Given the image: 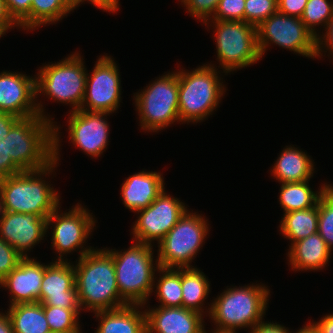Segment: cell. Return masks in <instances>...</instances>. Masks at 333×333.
Listing matches in <instances>:
<instances>
[{"mask_svg":"<svg viewBox=\"0 0 333 333\" xmlns=\"http://www.w3.org/2000/svg\"><path fill=\"white\" fill-rule=\"evenodd\" d=\"M39 115L20 118L0 141V153L21 171L44 169L55 161V130Z\"/></svg>","mask_w":333,"mask_h":333,"instance_id":"obj_1","label":"cell"},{"mask_svg":"<svg viewBox=\"0 0 333 333\" xmlns=\"http://www.w3.org/2000/svg\"><path fill=\"white\" fill-rule=\"evenodd\" d=\"M80 253L74 267L80 306L85 304L97 312L127 305L117 287L113 257L107 251L91 248Z\"/></svg>","mask_w":333,"mask_h":333,"instance_id":"obj_2","label":"cell"},{"mask_svg":"<svg viewBox=\"0 0 333 333\" xmlns=\"http://www.w3.org/2000/svg\"><path fill=\"white\" fill-rule=\"evenodd\" d=\"M55 131V161L44 169L37 171H22L10 175L0 182V192L3 197L4 210L15 213H33L47 218L59 205L57 194L43 180L34 178L35 174L51 172L58 158V137ZM57 137V138H56Z\"/></svg>","mask_w":333,"mask_h":333,"instance_id":"obj_3","label":"cell"},{"mask_svg":"<svg viewBox=\"0 0 333 333\" xmlns=\"http://www.w3.org/2000/svg\"><path fill=\"white\" fill-rule=\"evenodd\" d=\"M151 247L150 244L136 242L123 253L106 250L113 257L120 296L128 304L142 305L152 292L154 266Z\"/></svg>","mask_w":333,"mask_h":333,"instance_id":"obj_4","label":"cell"},{"mask_svg":"<svg viewBox=\"0 0 333 333\" xmlns=\"http://www.w3.org/2000/svg\"><path fill=\"white\" fill-rule=\"evenodd\" d=\"M268 294V289L263 286L230 288L211 305L210 315L221 330L249 325L253 328L262 320Z\"/></svg>","mask_w":333,"mask_h":333,"instance_id":"obj_5","label":"cell"},{"mask_svg":"<svg viewBox=\"0 0 333 333\" xmlns=\"http://www.w3.org/2000/svg\"><path fill=\"white\" fill-rule=\"evenodd\" d=\"M217 72L202 66L192 73L178 72L180 121L203 120L218 104L223 94Z\"/></svg>","mask_w":333,"mask_h":333,"instance_id":"obj_6","label":"cell"},{"mask_svg":"<svg viewBox=\"0 0 333 333\" xmlns=\"http://www.w3.org/2000/svg\"><path fill=\"white\" fill-rule=\"evenodd\" d=\"M78 54L60 63L44 66L35 79L36 94L45 92L60 102H70L74 111L80 110L85 95L87 75Z\"/></svg>","mask_w":333,"mask_h":333,"instance_id":"obj_7","label":"cell"},{"mask_svg":"<svg viewBox=\"0 0 333 333\" xmlns=\"http://www.w3.org/2000/svg\"><path fill=\"white\" fill-rule=\"evenodd\" d=\"M257 39L261 57L269 39L306 57L314 58L321 50V39L316 37L299 17L288 16L278 11L257 26Z\"/></svg>","mask_w":333,"mask_h":333,"instance_id":"obj_8","label":"cell"},{"mask_svg":"<svg viewBox=\"0 0 333 333\" xmlns=\"http://www.w3.org/2000/svg\"><path fill=\"white\" fill-rule=\"evenodd\" d=\"M207 224L199 215L187 214L159 242L157 268H187L207 234Z\"/></svg>","mask_w":333,"mask_h":333,"instance_id":"obj_9","label":"cell"},{"mask_svg":"<svg viewBox=\"0 0 333 333\" xmlns=\"http://www.w3.org/2000/svg\"><path fill=\"white\" fill-rule=\"evenodd\" d=\"M215 21L218 59L227 73L261 58L255 25L236 20Z\"/></svg>","mask_w":333,"mask_h":333,"instance_id":"obj_10","label":"cell"},{"mask_svg":"<svg viewBox=\"0 0 333 333\" xmlns=\"http://www.w3.org/2000/svg\"><path fill=\"white\" fill-rule=\"evenodd\" d=\"M178 73L153 82L135 100L143 129L159 130L179 119Z\"/></svg>","mask_w":333,"mask_h":333,"instance_id":"obj_11","label":"cell"},{"mask_svg":"<svg viewBox=\"0 0 333 333\" xmlns=\"http://www.w3.org/2000/svg\"><path fill=\"white\" fill-rule=\"evenodd\" d=\"M177 199L162 193L146 208L139 210L141 215L133 227L136 242L150 244L162 238L176 225L187 212L186 207ZM150 241V243L148 242Z\"/></svg>","mask_w":333,"mask_h":333,"instance_id":"obj_12","label":"cell"},{"mask_svg":"<svg viewBox=\"0 0 333 333\" xmlns=\"http://www.w3.org/2000/svg\"><path fill=\"white\" fill-rule=\"evenodd\" d=\"M118 69L110 57L100 58L93 74L86 79L83 103L89 104L90 112L110 113L118 108L120 99V78ZM91 80H90V79ZM90 83V84H89ZM88 89V90H87Z\"/></svg>","mask_w":333,"mask_h":333,"instance_id":"obj_13","label":"cell"},{"mask_svg":"<svg viewBox=\"0 0 333 333\" xmlns=\"http://www.w3.org/2000/svg\"><path fill=\"white\" fill-rule=\"evenodd\" d=\"M59 257L55 263L45 266L39 303L66 309H81L74 267L62 261V255Z\"/></svg>","mask_w":333,"mask_h":333,"instance_id":"obj_14","label":"cell"},{"mask_svg":"<svg viewBox=\"0 0 333 333\" xmlns=\"http://www.w3.org/2000/svg\"><path fill=\"white\" fill-rule=\"evenodd\" d=\"M35 96L34 79L16 73L3 72L0 74V112L18 118L35 115L44 117L42 109L36 104H32Z\"/></svg>","mask_w":333,"mask_h":333,"instance_id":"obj_15","label":"cell"},{"mask_svg":"<svg viewBox=\"0 0 333 333\" xmlns=\"http://www.w3.org/2000/svg\"><path fill=\"white\" fill-rule=\"evenodd\" d=\"M48 229L47 218L33 213L7 212L0 218V238L12 246L23 258V252L37 243Z\"/></svg>","mask_w":333,"mask_h":333,"instance_id":"obj_16","label":"cell"},{"mask_svg":"<svg viewBox=\"0 0 333 333\" xmlns=\"http://www.w3.org/2000/svg\"><path fill=\"white\" fill-rule=\"evenodd\" d=\"M105 114L107 113L90 112L81 107L80 110L72 111L69 120L70 139L92 156L100 155L107 146L108 124L102 117Z\"/></svg>","mask_w":333,"mask_h":333,"instance_id":"obj_17","label":"cell"},{"mask_svg":"<svg viewBox=\"0 0 333 333\" xmlns=\"http://www.w3.org/2000/svg\"><path fill=\"white\" fill-rule=\"evenodd\" d=\"M57 208L47 217V225L55 220L52 243L58 252L65 253L75 250L89 235L94 225L89 212L76 206L69 213L57 215ZM62 216V217H61Z\"/></svg>","mask_w":333,"mask_h":333,"instance_id":"obj_18","label":"cell"},{"mask_svg":"<svg viewBox=\"0 0 333 333\" xmlns=\"http://www.w3.org/2000/svg\"><path fill=\"white\" fill-rule=\"evenodd\" d=\"M44 271L45 265L27 257L0 282V285L8 287L12 293L11 306L39 302Z\"/></svg>","mask_w":333,"mask_h":333,"instance_id":"obj_19","label":"cell"},{"mask_svg":"<svg viewBox=\"0 0 333 333\" xmlns=\"http://www.w3.org/2000/svg\"><path fill=\"white\" fill-rule=\"evenodd\" d=\"M146 333H203L202 314L184 307H161L145 312Z\"/></svg>","mask_w":333,"mask_h":333,"instance_id":"obj_20","label":"cell"},{"mask_svg":"<svg viewBox=\"0 0 333 333\" xmlns=\"http://www.w3.org/2000/svg\"><path fill=\"white\" fill-rule=\"evenodd\" d=\"M163 190V179L159 173L142 171L126 179L121 193L125 206L139 211L148 207Z\"/></svg>","mask_w":333,"mask_h":333,"instance_id":"obj_21","label":"cell"},{"mask_svg":"<svg viewBox=\"0 0 333 333\" xmlns=\"http://www.w3.org/2000/svg\"><path fill=\"white\" fill-rule=\"evenodd\" d=\"M135 304L105 311H97L102 318L96 333H146V315L134 309Z\"/></svg>","mask_w":333,"mask_h":333,"instance_id":"obj_22","label":"cell"},{"mask_svg":"<svg viewBox=\"0 0 333 333\" xmlns=\"http://www.w3.org/2000/svg\"><path fill=\"white\" fill-rule=\"evenodd\" d=\"M331 250L318 232L301 239L290 248V263L293 268L312 269L322 268L329 260Z\"/></svg>","mask_w":333,"mask_h":333,"instance_id":"obj_23","label":"cell"},{"mask_svg":"<svg viewBox=\"0 0 333 333\" xmlns=\"http://www.w3.org/2000/svg\"><path fill=\"white\" fill-rule=\"evenodd\" d=\"M309 159L305 153L288 147L281 153L272 172L282 183L307 181L314 170Z\"/></svg>","mask_w":333,"mask_h":333,"instance_id":"obj_24","label":"cell"},{"mask_svg":"<svg viewBox=\"0 0 333 333\" xmlns=\"http://www.w3.org/2000/svg\"><path fill=\"white\" fill-rule=\"evenodd\" d=\"M8 315L14 333L51 332L41 303L16 304L10 307Z\"/></svg>","mask_w":333,"mask_h":333,"instance_id":"obj_25","label":"cell"},{"mask_svg":"<svg viewBox=\"0 0 333 333\" xmlns=\"http://www.w3.org/2000/svg\"><path fill=\"white\" fill-rule=\"evenodd\" d=\"M281 223L282 233L293 240V243L318 232V204L285 213Z\"/></svg>","mask_w":333,"mask_h":333,"instance_id":"obj_26","label":"cell"},{"mask_svg":"<svg viewBox=\"0 0 333 333\" xmlns=\"http://www.w3.org/2000/svg\"><path fill=\"white\" fill-rule=\"evenodd\" d=\"M307 181L282 183L280 192V204L285 213L294 210H304L317 205L319 198L330 187L324 186L318 193H313L307 185Z\"/></svg>","mask_w":333,"mask_h":333,"instance_id":"obj_27","label":"cell"},{"mask_svg":"<svg viewBox=\"0 0 333 333\" xmlns=\"http://www.w3.org/2000/svg\"><path fill=\"white\" fill-rule=\"evenodd\" d=\"M181 269L182 307L201 313L199 306L209 292V284L200 270L187 267Z\"/></svg>","mask_w":333,"mask_h":333,"instance_id":"obj_28","label":"cell"},{"mask_svg":"<svg viewBox=\"0 0 333 333\" xmlns=\"http://www.w3.org/2000/svg\"><path fill=\"white\" fill-rule=\"evenodd\" d=\"M72 9L70 0H33L30 8V29L42 23L59 20Z\"/></svg>","mask_w":333,"mask_h":333,"instance_id":"obj_29","label":"cell"},{"mask_svg":"<svg viewBox=\"0 0 333 333\" xmlns=\"http://www.w3.org/2000/svg\"><path fill=\"white\" fill-rule=\"evenodd\" d=\"M162 272H165L157 285V296L162 302L161 307H182V285H181V271L178 268L158 267Z\"/></svg>","mask_w":333,"mask_h":333,"instance_id":"obj_30","label":"cell"},{"mask_svg":"<svg viewBox=\"0 0 333 333\" xmlns=\"http://www.w3.org/2000/svg\"><path fill=\"white\" fill-rule=\"evenodd\" d=\"M51 332L80 333L76 320L80 309H66L56 306L42 305Z\"/></svg>","mask_w":333,"mask_h":333,"instance_id":"obj_31","label":"cell"},{"mask_svg":"<svg viewBox=\"0 0 333 333\" xmlns=\"http://www.w3.org/2000/svg\"><path fill=\"white\" fill-rule=\"evenodd\" d=\"M318 233L328 248L333 245V187L330 186L318 201Z\"/></svg>","mask_w":333,"mask_h":333,"instance_id":"obj_32","label":"cell"},{"mask_svg":"<svg viewBox=\"0 0 333 333\" xmlns=\"http://www.w3.org/2000/svg\"><path fill=\"white\" fill-rule=\"evenodd\" d=\"M333 16V4L330 5L326 0H308L304 12L300 19L304 25L317 37L312 28L318 23H327ZM313 24V25H312Z\"/></svg>","mask_w":333,"mask_h":333,"instance_id":"obj_33","label":"cell"},{"mask_svg":"<svg viewBox=\"0 0 333 333\" xmlns=\"http://www.w3.org/2000/svg\"><path fill=\"white\" fill-rule=\"evenodd\" d=\"M277 11V0H245L244 21L257 27Z\"/></svg>","mask_w":333,"mask_h":333,"instance_id":"obj_34","label":"cell"},{"mask_svg":"<svg viewBox=\"0 0 333 333\" xmlns=\"http://www.w3.org/2000/svg\"><path fill=\"white\" fill-rule=\"evenodd\" d=\"M245 0H220L215 20L244 21Z\"/></svg>","mask_w":333,"mask_h":333,"instance_id":"obj_35","label":"cell"},{"mask_svg":"<svg viewBox=\"0 0 333 333\" xmlns=\"http://www.w3.org/2000/svg\"><path fill=\"white\" fill-rule=\"evenodd\" d=\"M23 257L0 238V282L19 264Z\"/></svg>","mask_w":333,"mask_h":333,"instance_id":"obj_36","label":"cell"},{"mask_svg":"<svg viewBox=\"0 0 333 333\" xmlns=\"http://www.w3.org/2000/svg\"><path fill=\"white\" fill-rule=\"evenodd\" d=\"M33 0H6L10 15L18 25L30 29V8Z\"/></svg>","mask_w":333,"mask_h":333,"instance_id":"obj_37","label":"cell"},{"mask_svg":"<svg viewBox=\"0 0 333 333\" xmlns=\"http://www.w3.org/2000/svg\"><path fill=\"white\" fill-rule=\"evenodd\" d=\"M220 0H182L192 16L203 19L206 23L208 15L216 12Z\"/></svg>","mask_w":333,"mask_h":333,"instance_id":"obj_38","label":"cell"},{"mask_svg":"<svg viewBox=\"0 0 333 333\" xmlns=\"http://www.w3.org/2000/svg\"><path fill=\"white\" fill-rule=\"evenodd\" d=\"M307 2L308 0H277L278 12L300 18Z\"/></svg>","mask_w":333,"mask_h":333,"instance_id":"obj_39","label":"cell"},{"mask_svg":"<svg viewBox=\"0 0 333 333\" xmlns=\"http://www.w3.org/2000/svg\"><path fill=\"white\" fill-rule=\"evenodd\" d=\"M22 172L13 162L11 157H6L0 153V182L10 175Z\"/></svg>","mask_w":333,"mask_h":333,"instance_id":"obj_40","label":"cell"},{"mask_svg":"<svg viewBox=\"0 0 333 333\" xmlns=\"http://www.w3.org/2000/svg\"><path fill=\"white\" fill-rule=\"evenodd\" d=\"M14 24L18 23L10 15L6 0H0V31L4 34V32Z\"/></svg>","mask_w":333,"mask_h":333,"instance_id":"obj_41","label":"cell"},{"mask_svg":"<svg viewBox=\"0 0 333 333\" xmlns=\"http://www.w3.org/2000/svg\"><path fill=\"white\" fill-rule=\"evenodd\" d=\"M283 326L271 323L259 322L253 327L251 333H289Z\"/></svg>","mask_w":333,"mask_h":333,"instance_id":"obj_42","label":"cell"},{"mask_svg":"<svg viewBox=\"0 0 333 333\" xmlns=\"http://www.w3.org/2000/svg\"><path fill=\"white\" fill-rule=\"evenodd\" d=\"M72 7L75 8L80 2L85 0H70ZM93 3V5L109 11H116L118 8V1L117 0H89Z\"/></svg>","mask_w":333,"mask_h":333,"instance_id":"obj_43","label":"cell"},{"mask_svg":"<svg viewBox=\"0 0 333 333\" xmlns=\"http://www.w3.org/2000/svg\"><path fill=\"white\" fill-rule=\"evenodd\" d=\"M316 333H333V314L325 316L317 324H310Z\"/></svg>","mask_w":333,"mask_h":333,"instance_id":"obj_44","label":"cell"},{"mask_svg":"<svg viewBox=\"0 0 333 333\" xmlns=\"http://www.w3.org/2000/svg\"><path fill=\"white\" fill-rule=\"evenodd\" d=\"M20 118L0 112V128H11Z\"/></svg>","mask_w":333,"mask_h":333,"instance_id":"obj_45","label":"cell"},{"mask_svg":"<svg viewBox=\"0 0 333 333\" xmlns=\"http://www.w3.org/2000/svg\"><path fill=\"white\" fill-rule=\"evenodd\" d=\"M0 333H14L8 313L0 314Z\"/></svg>","mask_w":333,"mask_h":333,"instance_id":"obj_46","label":"cell"},{"mask_svg":"<svg viewBox=\"0 0 333 333\" xmlns=\"http://www.w3.org/2000/svg\"><path fill=\"white\" fill-rule=\"evenodd\" d=\"M327 29L328 32L326 31V36H324L327 39V41L325 42L326 43L329 42L327 44L330 46L333 53V16L330 18V20L327 23Z\"/></svg>","mask_w":333,"mask_h":333,"instance_id":"obj_47","label":"cell"},{"mask_svg":"<svg viewBox=\"0 0 333 333\" xmlns=\"http://www.w3.org/2000/svg\"><path fill=\"white\" fill-rule=\"evenodd\" d=\"M11 128H0V141H2L9 133Z\"/></svg>","mask_w":333,"mask_h":333,"instance_id":"obj_48","label":"cell"},{"mask_svg":"<svg viewBox=\"0 0 333 333\" xmlns=\"http://www.w3.org/2000/svg\"><path fill=\"white\" fill-rule=\"evenodd\" d=\"M297 333H316L310 325H306L303 329H300Z\"/></svg>","mask_w":333,"mask_h":333,"instance_id":"obj_49","label":"cell"},{"mask_svg":"<svg viewBox=\"0 0 333 333\" xmlns=\"http://www.w3.org/2000/svg\"><path fill=\"white\" fill-rule=\"evenodd\" d=\"M0 213H2V215L4 214L5 210H4V204H3V197L2 194L0 192Z\"/></svg>","mask_w":333,"mask_h":333,"instance_id":"obj_50","label":"cell"},{"mask_svg":"<svg viewBox=\"0 0 333 333\" xmlns=\"http://www.w3.org/2000/svg\"><path fill=\"white\" fill-rule=\"evenodd\" d=\"M235 330H221V329H217L216 332L214 333H234ZM206 333V332H203Z\"/></svg>","mask_w":333,"mask_h":333,"instance_id":"obj_51","label":"cell"}]
</instances>
